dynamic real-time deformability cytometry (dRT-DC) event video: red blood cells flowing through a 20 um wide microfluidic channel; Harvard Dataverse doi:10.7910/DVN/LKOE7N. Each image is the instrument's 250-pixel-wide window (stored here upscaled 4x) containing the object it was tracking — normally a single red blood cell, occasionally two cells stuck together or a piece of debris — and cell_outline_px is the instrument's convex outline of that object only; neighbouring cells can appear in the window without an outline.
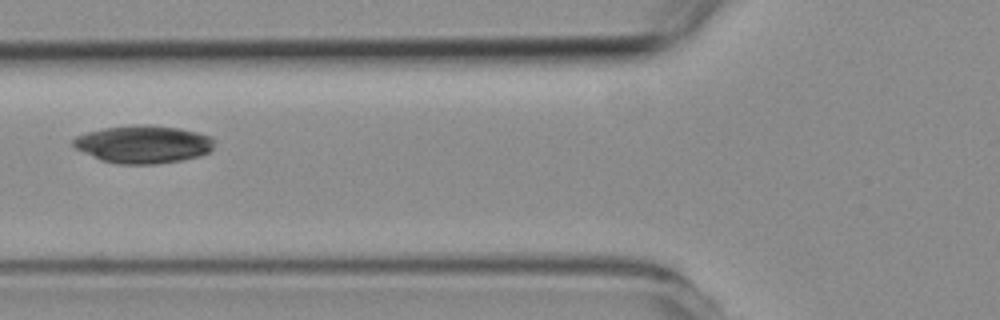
{"species": "common noctule bat (a hibernating species)", "species_latin": "Nyctalus noctula", "temperature_condition": "room temperature", "stored_images_in_passage": 5, "camera_frame_rate_fps": 3000, "um_per_image_px": 0.085, "animal": {"sex": "female", "body_mass_g": 19.3, "forearm_length_mm": 54.1}, "frame": {"image": 1, "passage_image": 3, "time_ms": 2.333, "image_size_px": [1000, 320], "cell_outline_px": [[216, 140], [212, 148], [208, 152], [200, 156], [180, 160], [156, 164], [116, 164], [100, 160], [76, 148], [72, 144], [72, 140], [76, 136], [88, 132], [104, 128], [136, 124], [152, 124], [180, 128], [212, 136]], "centroid_in_image_um": [12.2, 12.25], "position_along_channel_um": 113.6, "area_um2": 31.27}}
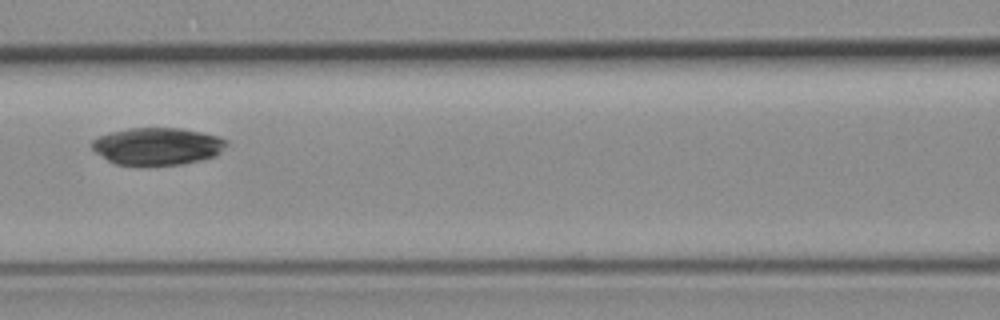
{"frame": {"image": 2, "passage_image": 4, "time_ms": 3.333, "image_size_px": [1000, 320], "cell_outline_px": [[228, 144], [216, 156], [184, 164], [116, 164], [108, 160], [96, 152], [92, 148], [92, 140], [96, 136], [108, 132], [128, 128], [180, 128], [220, 136], [228, 140]], "centroid_in_image_um": [13.39, 12.41], "position_along_channel_um": 153.2, "area_um2": 29.19}}
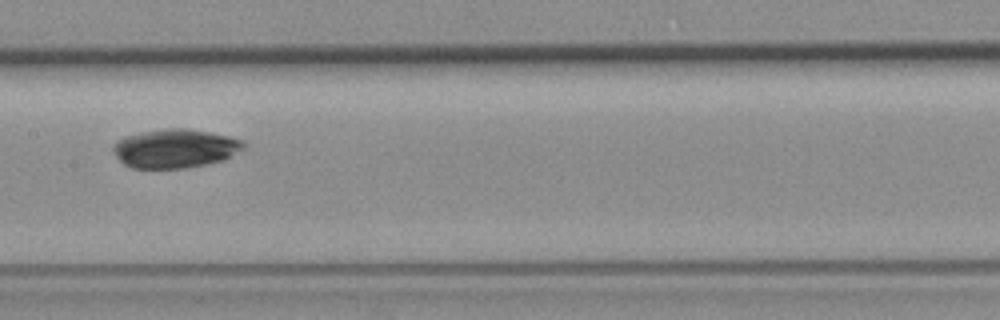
{"frame": {"image": 3, "passage_image": 5, "time_ms": 4.333, "image_size_px": [1000, 320], "cell_outline_px": [[244, 148], [224, 160], [188, 168], [132, 168], [124, 164], [112, 152], [112, 144], [116, 140], [128, 136], [144, 132], [168, 128], [188, 128], [228, 136], [244, 140]], "centroid_in_image_um": [14.87, 12.62], "position_along_channel_um": 192.5, "area_um2": 29.48}}